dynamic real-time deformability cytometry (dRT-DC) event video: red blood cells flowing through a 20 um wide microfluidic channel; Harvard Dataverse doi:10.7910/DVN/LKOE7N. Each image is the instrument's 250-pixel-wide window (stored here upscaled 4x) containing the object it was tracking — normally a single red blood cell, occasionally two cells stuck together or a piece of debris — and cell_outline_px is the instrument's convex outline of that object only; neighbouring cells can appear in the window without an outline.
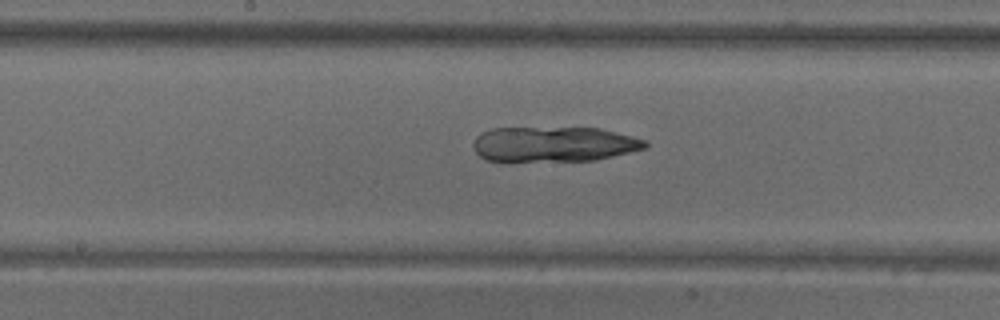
{"species": "common noctule bat (a hibernating species)", "species_latin": "Nyctalus noctula", "temperature_condition": "warm", "stored_images_in_passage": 71, "camera_frame_rate_fps": 3000, "um_per_image_px": 0.085, "animal": {"sex": "male", "body_mass_g": 18.8}, "frame": {"image": 1, "passage_image": 38, "time_ms": 12.333, "image_size_px": [1000, 320], "cell_outline_px": [[648, 148], [596, 160], [484, 160], [476, 152], [472, 144], [476, 136], [480, 132], [492, 128], [600, 128], [648, 140]], "centroid_in_image_um": [47.11, 12.24], "position_along_channel_um": 201.1, "area_um2": 35.08}}